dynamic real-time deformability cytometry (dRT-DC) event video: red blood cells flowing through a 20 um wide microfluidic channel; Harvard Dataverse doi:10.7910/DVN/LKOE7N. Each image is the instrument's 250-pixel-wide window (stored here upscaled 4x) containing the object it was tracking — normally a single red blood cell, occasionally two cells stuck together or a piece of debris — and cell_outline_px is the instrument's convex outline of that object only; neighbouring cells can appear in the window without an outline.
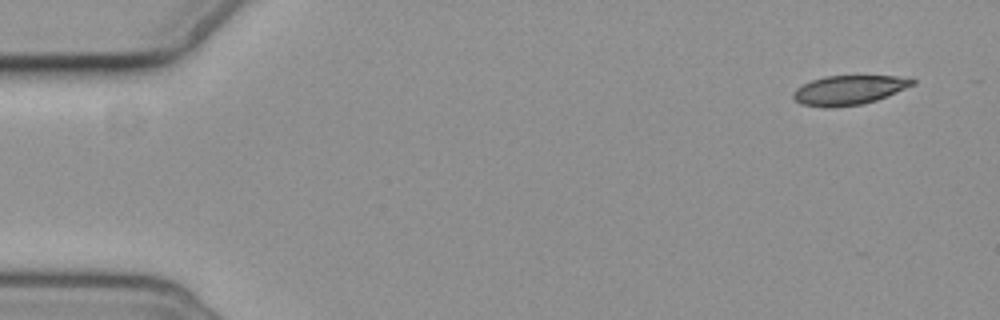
{"species": "common noctule bat (a hibernating species)", "species_latin": "Nyctalus noctula", "temperature_condition": "cold", "stored_images_in_passage": 5, "camera_frame_rate_fps": 3000, "um_per_image_px": 0.085, "animal": {"sex": "female", "body_mass_g": 19.3, "forearm_length_mm": 54.1}, "frame": {"image": 1, "passage_image": 1, "time_ms": 0.0, "image_size_px": [1000, 320], "cell_outline_px": [[916, 84], [888, 96], [864, 104], [832, 108], [824, 108], [800, 104], [792, 96], [792, 92], [796, 88], [812, 80], [824, 76], [896, 76], [916, 80]], "centroid_in_image_um": [72.14, 7.67], "position_along_channel_um": 12.9, "area_um2": 20.58}}